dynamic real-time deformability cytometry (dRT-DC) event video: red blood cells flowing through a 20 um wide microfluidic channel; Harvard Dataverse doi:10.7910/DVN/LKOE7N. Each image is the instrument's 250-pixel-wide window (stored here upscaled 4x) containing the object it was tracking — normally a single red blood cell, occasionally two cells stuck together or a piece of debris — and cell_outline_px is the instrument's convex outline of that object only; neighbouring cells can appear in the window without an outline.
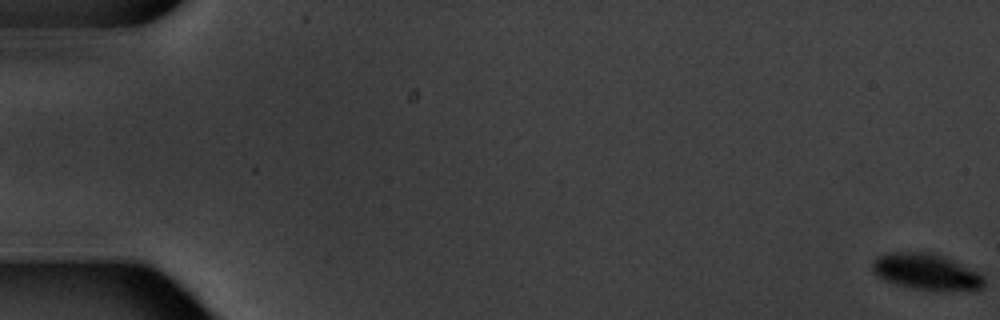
{"species": "common noctule bat (a hibernating species)", "species_latin": "Nyctalus noctula", "temperature_condition": "warm", "stored_images_in_passage": 6, "segment_of_instrument_passage": [2, 2], "camera_frame_rate_fps": 3000, "um_per_image_px": 0.085, "animal": {"sex": "male", "body_mass_g": 20.1, "forearm_length_mm": 53.5}, "frame": {"image": 1, "passage_image": 6, "time_ms": 7.0, "image_size_px": [1000, 320], "cell_outline_px": [[984, 284], [980, 288], [916, 288], [896, 284], [884, 280], [872, 268], [872, 264], [876, 256], [884, 252], [932, 252], [944, 256], [980, 272], [984, 276]], "centroid_in_image_um": [78.69, 23.03], "position_along_channel_um": 6.3, "area_um2": 22.77}}